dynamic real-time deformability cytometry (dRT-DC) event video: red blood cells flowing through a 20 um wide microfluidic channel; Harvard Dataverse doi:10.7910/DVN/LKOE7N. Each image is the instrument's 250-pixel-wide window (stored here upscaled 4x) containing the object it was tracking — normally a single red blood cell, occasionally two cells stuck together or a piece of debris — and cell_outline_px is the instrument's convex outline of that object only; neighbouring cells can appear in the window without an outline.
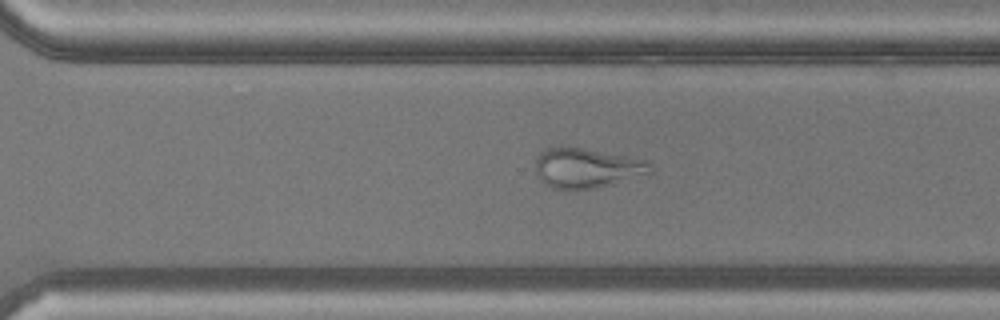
{"species": "common noctule bat (a hibernating species)", "species_latin": "Nyctalus noctula", "temperature_condition": "warm", "stored_images_in_passage": 37, "camera_frame_rate_fps": 3000, "um_per_image_px": 0.085, "animal": {"sex": "male", "body_mass_g": 20.5, "forearm_length_mm": 52.5}, "frame": {"image": 1, "passage_image": 23, "time_ms": 7.333, "image_size_px": [1000, 320], "cell_outline_px": [[652, 172], [596, 188], [552, 188], [536, 172], [536, 160], [540, 152], [548, 148], [584, 148], [644, 160], [652, 164]], "centroid_in_image_um": [49.89, 14.27], "position_along_channel_um": 320.7, "area_um2": 25.61}}
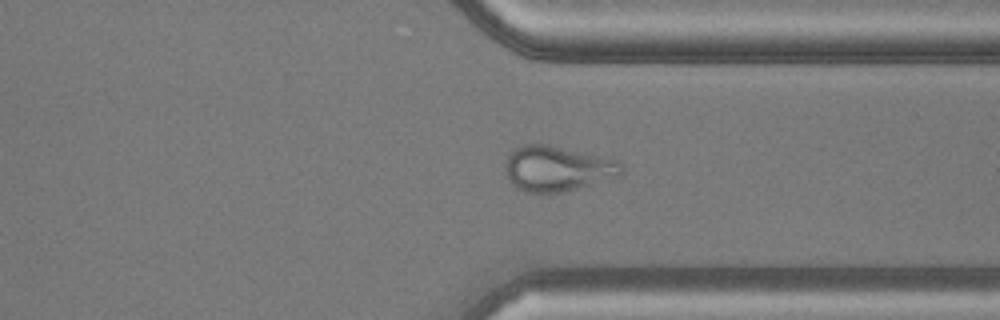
{"frame": {"image": 2, "passage_image": 26, "time_ms": 8.333, "image_size_px": [1000, 320], "cell_outline_px": [[624, 172], [620, 176], [608, 180], [560, 192], [524, 192], [516, 188], [508, 180], [504, 168], [504, 160], [512, 148], [520, 144], [548, 144], [608, 156], [624, 164]], "centroid_in_image_um": [47.37, 14.29], "position_along_channel_um": 364.0, "area_um2": 31.56}}
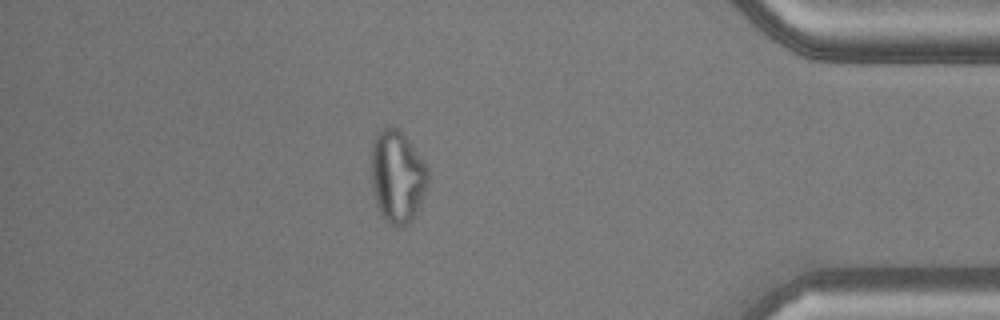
{"frame": {"image": 3, "passage_image": 31, "time_ms": 10.0, "image_size_px": [1000, 320], "cell_outline_px": [[428, 180], [420, 208], [416, 216], [408, 224], [400, 228], [392, 224], [380, 212], [376, 204], [372, 188], [372, 140], [376, 132], [380, 128], [388, 124], [400, 128], [412, 144], [428, 168]], "centroid_in_image_um": [33.78, 14.95], "position_along_channel_um": 401.4, "area_um2": 31.04}}